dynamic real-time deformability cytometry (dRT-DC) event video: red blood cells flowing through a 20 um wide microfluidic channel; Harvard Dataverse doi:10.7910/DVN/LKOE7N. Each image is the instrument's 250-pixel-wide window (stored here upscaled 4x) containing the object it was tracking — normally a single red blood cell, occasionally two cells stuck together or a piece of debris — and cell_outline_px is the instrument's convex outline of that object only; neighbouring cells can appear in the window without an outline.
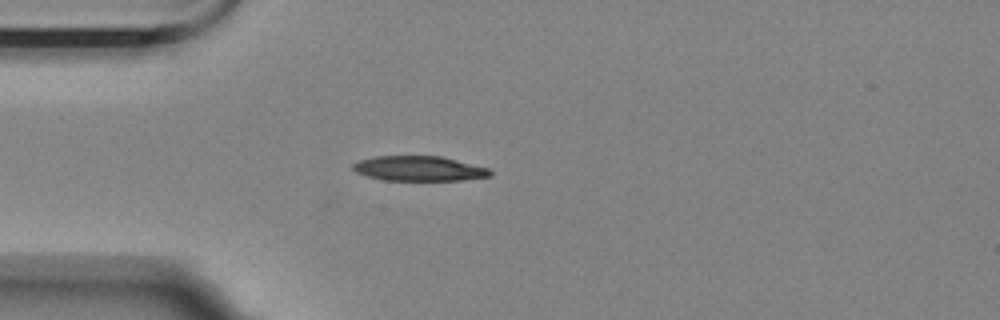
{"species": "Egyptian fruit bat (a non-hibernating species)", "species_latin": "Rousettus aegyptiacus", "temperature_condition": "room temperature", "stored_images_in_passage": 3, "camera_frame_rate_fps": 3000, "um_per_image_px": 0.085, "animal": {"sex": "female"}, "frame": {"image": 1, "passage_image": 3, "time_ms": 2.333, "image_size_px": [1000, 320], "cell_outline_px": [[492, 176], [460, 180], [384, 180], [368, 176], [356, 172], [352, 168], [352, 164], [360, 160], [376, 156], [440, 156], [488, 168], [492, 172]], "centroid_in_image_um": [35.61, 14.32], "position_along_channel_um": 49.4, "area_um2": 19.71}}